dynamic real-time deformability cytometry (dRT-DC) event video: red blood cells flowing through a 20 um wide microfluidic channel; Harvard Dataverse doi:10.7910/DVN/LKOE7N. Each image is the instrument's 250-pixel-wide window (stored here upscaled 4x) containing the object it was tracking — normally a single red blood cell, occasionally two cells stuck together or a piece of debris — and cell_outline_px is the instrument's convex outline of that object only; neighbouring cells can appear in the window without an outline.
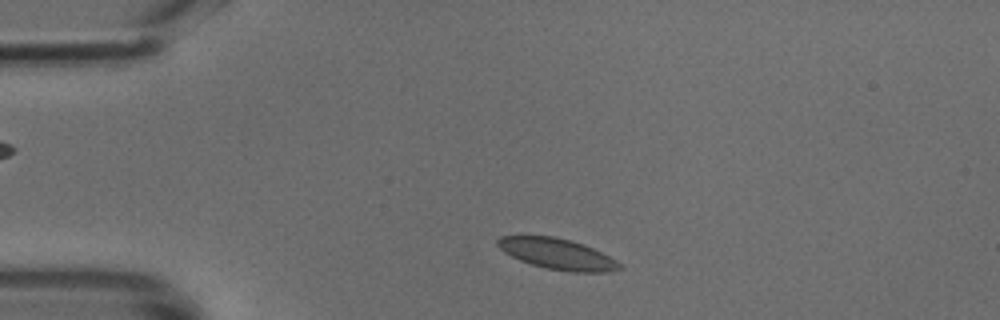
{"species": "common noctule bat (a hibernating species)", "species_latin": "Nyctalus noctula", "temperature_condition": "cold", "stored_images_in_passage": 43, "camera_frame_rate_fps": 3000, "um_per_image_px": 0.085, "animal": {"sex": "male", "body_mass_g": 18.8}, "frame": {"image": 1, "passage_image": 4, "time_ms": 1.0, "image_size_px": [1000, 320], "cell_outline_px": [[624, 268], [608, 272], [572, 272], [548, 268], [532, 264], [520, 260], [504, 252], [496, 244], [496, 240], [500, 236], [556, 236], [584, 244], [616, 260]], "centroid_in_image_um": [47.37, 21.58], "position_along_channel_um": 37.6, "area_um2": 21.73}}
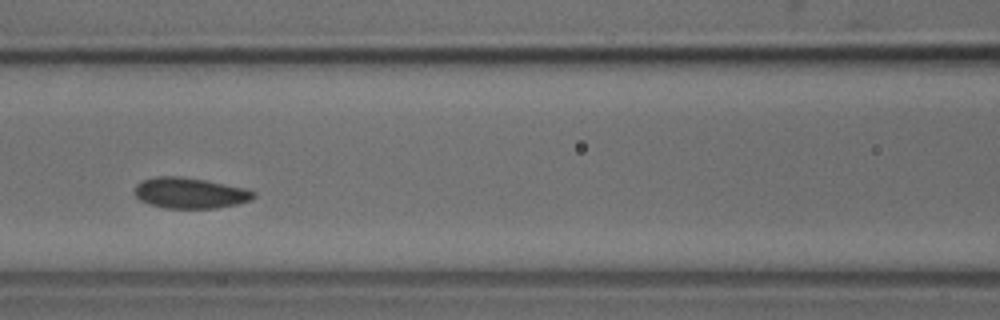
{"frame": {"image": 2, "passage_image": 15, "time_ms": 4.667, "image_size_px": [1000, 320], "cell_outline_px": [[256, 196], [248, 200], [236, 204], [216, 208], [164, 208], [148, 204], [140, 200], [132, 192], [136, 184], [140, 180], [156, 176], [180, 176], [204, 180], [244, 188], [256, 192]], "centroid_in_image_um": [16.07, 16.4], "position_along_channel_um": 150.5, "area_um2": 21.39}}
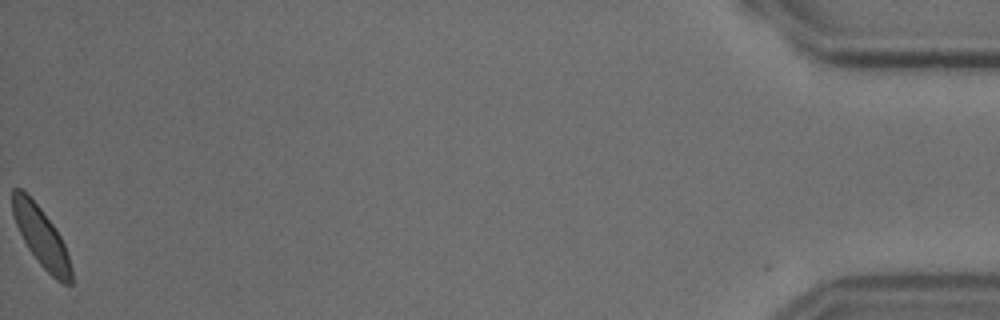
{"frame": {"image": 3, "passage_image": 43, "time_ms": 14.0, "image_size_px": [1000, 320], "cell_outline_px": [[72, 284], [64, 284], [56, 280], [40, 264], [28, 248], [16, 224], [12, 212], [12, 188], [20, 188], [40, 208], [52, 224], [60, 236], [64, 244], [72, 268]], "centroid_in_image_um": [3.51, 20.16], "position_along_channel_um": 431.7, "area_um2": 19.88}}